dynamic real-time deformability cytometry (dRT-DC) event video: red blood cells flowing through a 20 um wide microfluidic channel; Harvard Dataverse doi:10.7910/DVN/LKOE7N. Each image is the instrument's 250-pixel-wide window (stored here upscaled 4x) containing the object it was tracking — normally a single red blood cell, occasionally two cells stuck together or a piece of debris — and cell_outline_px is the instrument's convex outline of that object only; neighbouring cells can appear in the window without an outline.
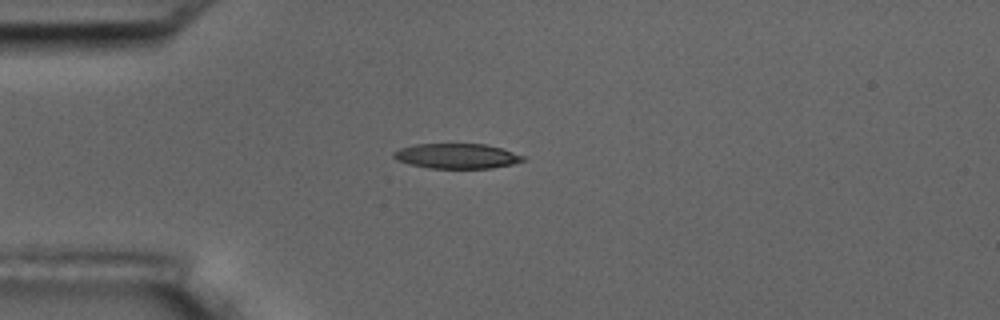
{"species": "common noctule bat (a hibernating species)", "species_latin": "Nyctalus noctula", "temperature_condition": "room temperature", "stored_images_in_passage": 13, "camera_frame_rate_fps": 3000, "um_per_image_px": 0.085, "animal": {"sex": "male", "body_mass_g": 17.5, "forearm_length_mm": 52.3}, "frame": {"image": 1, "passage_image": 1, "time_ms": 0.0, "image_size_px": [1000, 320], "cell_outline_px": [[524, 160], [512, 164], [492, 168], [428, 168], [396, 160], [392, 156], [392, 152], [400, 148], [416, 144], [484, 144], [500, 148], [524, 156]], "centroid_in_image_um": [38.79, 13.26], "position_along_channel_um": 46.2, "area_um2": 18.67}}
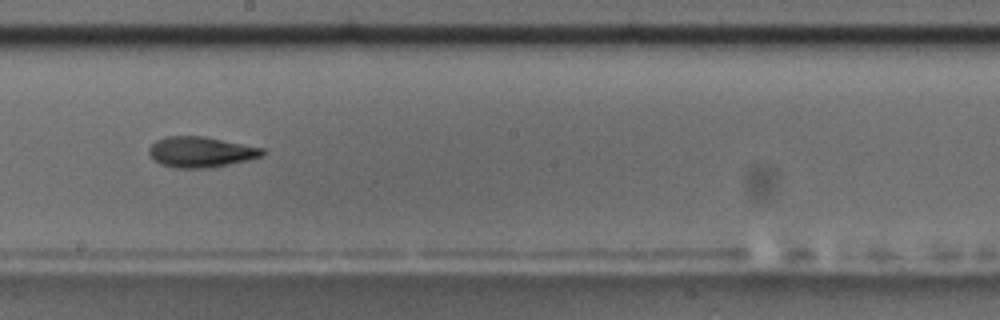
{"frame": {"image": 2, "passage_image": 6, "time_ms": 5.667, "image_size_px": [1000, 320], "cell_outline_px": [[264, 156], [248, 160], [208, 168], [176, 168], [160, 164], [152, 160], [148, 152], [148, 148], [156, 140], [164, 136], [204, 136], [264, 148]], "centroid_in_image_um": [17.04, 12.92], "position_along_channel_um": 231.2, "area_um2": 20.4}, "authors_computed_cell_mechanics": {"area_um2": 19.941, "velocity_mm_per_s": 3.5704, "shape_relaxation_time_tau1_ms": 8.0961, "shape_relaxation_time_tau2_ms": 6.7733, "deformation_change_tau1": 0.2511, "deformation_change_tau2": 0.1666}}